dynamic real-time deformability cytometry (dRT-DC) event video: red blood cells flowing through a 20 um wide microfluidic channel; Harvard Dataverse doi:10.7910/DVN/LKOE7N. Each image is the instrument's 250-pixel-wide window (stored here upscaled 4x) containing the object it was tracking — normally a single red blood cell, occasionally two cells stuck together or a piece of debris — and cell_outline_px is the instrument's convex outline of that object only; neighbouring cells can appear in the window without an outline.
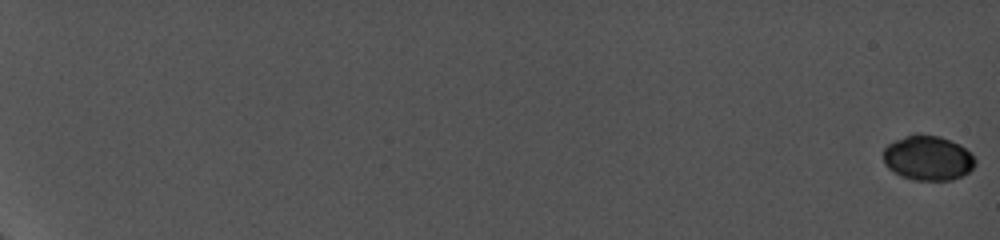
{"species": "common noctule bat (a hibernating species)", "species_latin": "Nyctalus noctula", "temperature_condition": "cold", "stored_images_in_passage": 19, "camera_frame_rate_fps": 5000, "um_per_image_px": 0.085, "animal": {"sex": "female", "body_mass_g": 19.0, "forearm_length_mm": 56.7}, "frame": {"image": 1, "passage_image": 1, "time_ms": 0.0, "image_size_px": [1000, 240], "cell_outline_px": [[976, 164], [968, 172], [952, 180], [912, 180], [900, 176], [888, 168], [884, 164], [884, 148], [888, 144], [896, 140], [916, 132], [920, 132], [940, 136], [960, 144], [976, 160]], "centroid_in_image_um": [78.85, 13.41], "position_along_channel_um": 6.2, "area_um2": 24.16}}
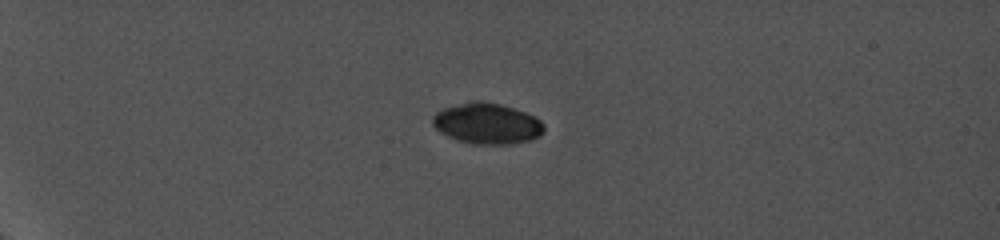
{"frame": {"image": 2, "passage_image": 14, "time_ms": 6.4, "image_size_px": [1000, 240], "cell_outline_px": [[544, 132], [540, 136], [532, 140], [512, 144], [472, 144], [456, 140], [440, 132], [432, 124], [432, 116], [436, 112], [444, 108], [468, 100], [484, 100], [500, 104], [524, 112], [540, 120], [544, 124]], "centroid_in_image_um": [41.38, 10.5], "position_along_channel_um": 43.6, "area_um2": 26.82}}
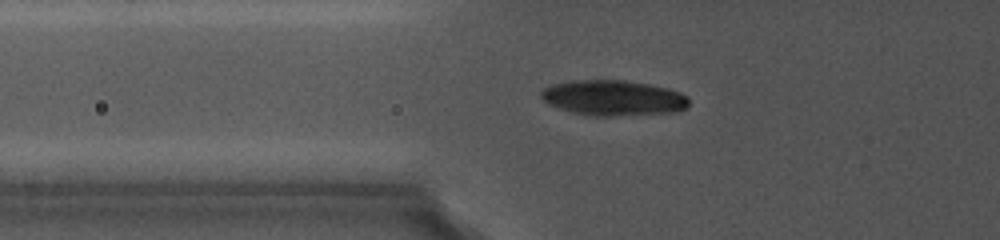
{"frame": {"image": 3, "passage_image": 19, "time_ms": 9.0, "image_size_px": [1000, 240], "cell_outline_px": [[688, 108], [680, 112], [612, 116], [592, 116], [572, 112], [548, 104], [540, 96], [540, 92], [544, 88], [552, 84], [572, 80], [624, 80], [648, 84], [668, 88], [680, 92], [688, 96]], "centroid_in_image_um": [52.16, 8.32], "position_along_channel_um": 73.6, "area_um2": 30.75}}